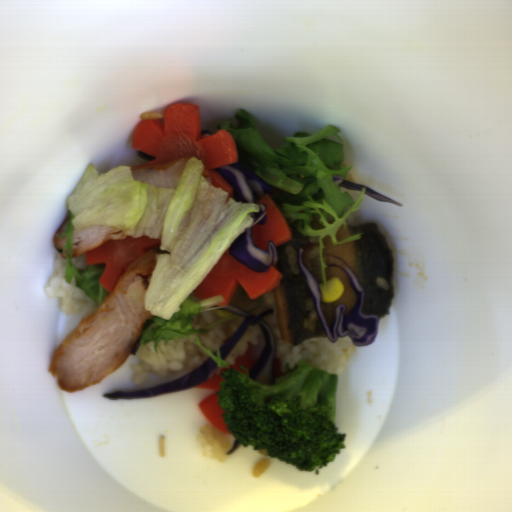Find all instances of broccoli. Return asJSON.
Listing matches in <instances>:
<instances>
[{"instance_id": "1706d50b", "label": "broccoli", "mask_w": 512, "mask_h": 512, "mask_svg": "<svg viewBox=\"0 0 512 512\" xmlns=\"http://www.w3.org/2000/svg\"><path fill=\"white\" fill-rule=\"evenodd\" d=\"M220 377L222 420L244 448L266 450L270 458L317 476L345 450L347 433L335 422L339 375L301 360L274 384L232 369Z\"/></svg>"}]
</instances>
